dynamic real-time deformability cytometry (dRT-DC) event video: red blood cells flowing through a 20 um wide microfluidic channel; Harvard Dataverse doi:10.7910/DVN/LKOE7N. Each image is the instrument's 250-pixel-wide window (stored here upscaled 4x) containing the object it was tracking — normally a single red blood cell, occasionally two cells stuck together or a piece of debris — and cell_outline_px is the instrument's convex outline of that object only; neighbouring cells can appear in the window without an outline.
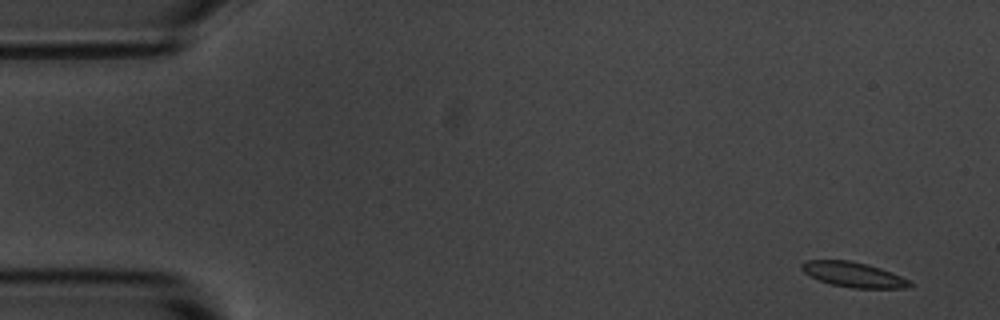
{"species": "common noctule bat (a hibernating species)", "species_latin": "Nyctalus noctula", "temperature_condition": "room temperature", "stored_images_in_passage": 4, "camera_frame_rate_fps": 3000, "um_per_image_px": 0.085, "animal": {"sex": "male", "body_mass_g": 20.1, "forearm_length_mm": 53.5}, "frame": {"image": 1, "passage_image": 1, "time_ms": 0.0, "image_size_px": [1000, 320], "cell_outline_px": [[916, 284], [904, 288], [852, 288], [832, 284], [820, 280], [804, 272], [800, 268], [800, 264], [804, 260], [848, 260], [868, 264], [892, 272]], "centroid_in_image_um": [72.54, 23.33], "position_along_channel_um": 12.5, "area_um2": 15.72}}
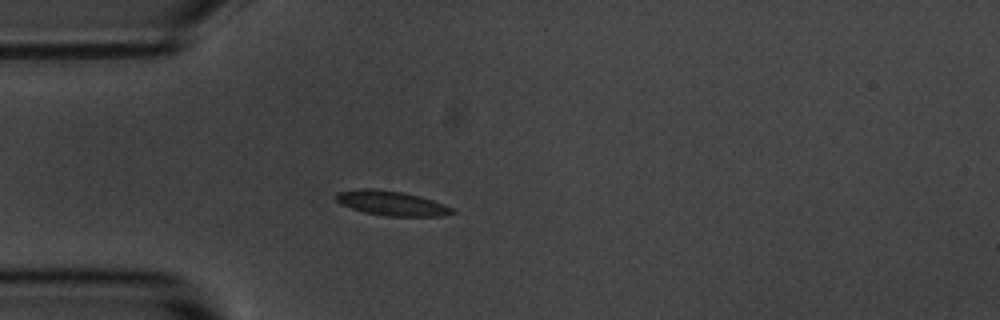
{"frame": {"image": 2, "passage_image": 4, "time_ms": 4.0, "image_size_px": [1000, 320], "cell_outline_px": [[456, 212], [444, 216], [384, 216], [364, 212], [340, 204], [336, 200], [336, 192], [360, 188], [372, 188], [404, 192], [420, 196], [444, 204], [452, 208]], "centroid_in_image_um": [33.27, 17.27], "position_along_channel_um": 51.7, "area_um2": 16.76}}